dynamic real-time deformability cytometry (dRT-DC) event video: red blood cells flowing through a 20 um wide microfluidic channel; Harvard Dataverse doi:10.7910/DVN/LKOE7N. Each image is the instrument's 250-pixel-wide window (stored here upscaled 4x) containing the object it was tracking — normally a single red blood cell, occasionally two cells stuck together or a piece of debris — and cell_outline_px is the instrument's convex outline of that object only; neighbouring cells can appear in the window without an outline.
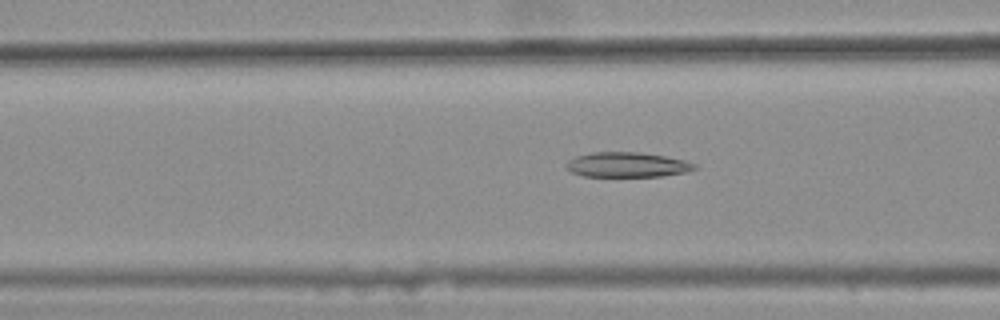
{"species": "common noctule bat (a hibernating species)", "species_latin": "Nyctalus noctula", "temperature_condition": "warm", "stored_images_in_passage": 30, "camera_frame_rate_fps": 3000, "um_per_image_px": 0.085, "animal": {"sex": "female", "body_mass_g": 25.1}, "frame": {"image": 1, "passage_image": 7, "time_ms": 2.0, "image_size_px": [1000, 320], "cell_outline_px": [[696, 168], [688, 172], [664, 176], [584, 176], [572, 172], [564, 164], [568, 160], [576, 156], [592, 152], [640, 152], [664, 156], [684, 160], [696, 164]], "centroid_in_image_um": [53.32, 14.0], "position_along_channel_um": 113.3, "area_um2": 18.61}}
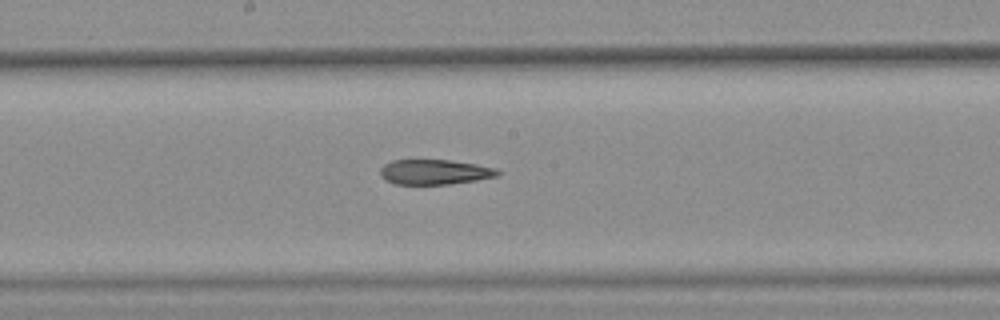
{"frame": {"image": 2, "passage_image": 15, "time_ms": 4.667, "image_size_px": [1000, 320], "cell_outline_px": [[500, 172], [496, 176], [476, 180], [448, 184], [396, 184], [384, 180], [380, 176], [380, 168], [384, 164], [392, 160], [448, 160], [476, 164], [496, 168]], "centroid_in_image_um": [36.89, 14.62], "position_along_channel_um": 211.3, "area_um2": 17.05}}
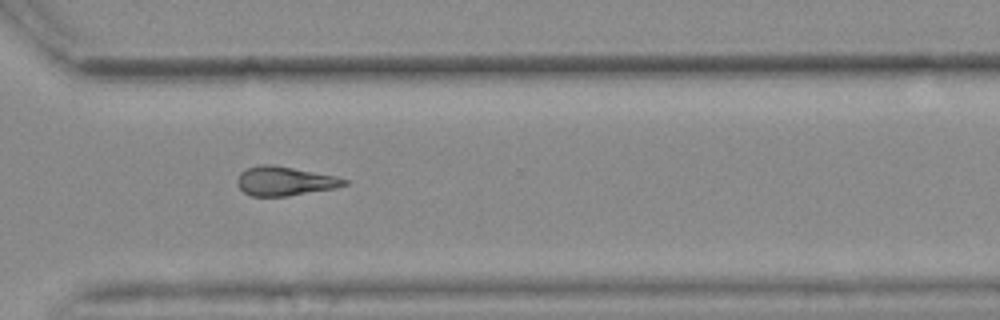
{"frame": {"image": 3, "passage_image": 26, "time_ms": 8.333, "image_size_px": [1000, 320], "cell_outline_px": [[348, 184], [336, 188], [288, 196], [252, 196], [244, 192], [236, 184], [236, 180], [240, 172], [248, 168], [260, 164], [272, 164], [332, 176], [348, 180]], "centroid_in_image_um": [24.15, 15.4], "position_along_channel_um": 346.4, "area_um2": 17.98}, "authors_computed_cell_mechanics": {"area_um2": 18.2648, "velocity_mm_per_s": 3.6822, "shape_relaxation_time_tau1_ms": null, "shape_relaxation_time_tau2_ms": 7.8335, "deformation_change_tau1": null, "deformation_change_tau2": 0.1955}}